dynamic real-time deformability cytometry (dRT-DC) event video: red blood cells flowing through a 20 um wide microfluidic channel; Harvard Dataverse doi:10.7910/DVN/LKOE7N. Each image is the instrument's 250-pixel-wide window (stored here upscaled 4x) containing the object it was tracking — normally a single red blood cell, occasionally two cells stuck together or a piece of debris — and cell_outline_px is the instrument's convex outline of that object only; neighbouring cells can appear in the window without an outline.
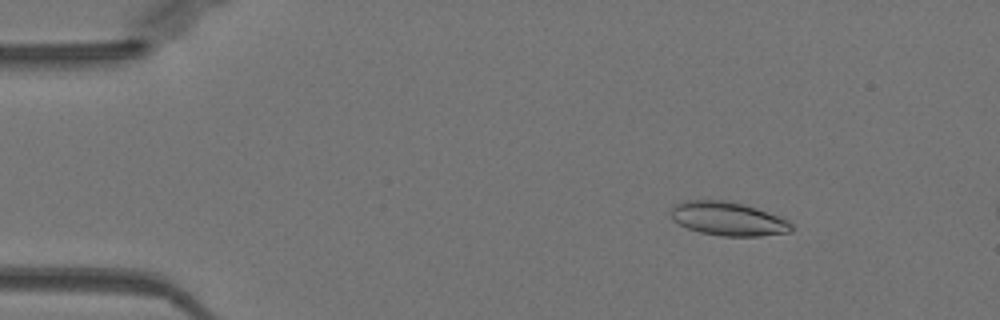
{"species": "Egyptian fruit bat (a non-hibernating species)", "species_latin": "Rousettus aegyptiacus", "temperature_condition": "warm", "stored_images_in_passage": 10, "camera_frame_rate_fps": 3000, "um_per_image_px": 0.085, "animal": {"sex": "female"}, "frame": {"image": 1, "passage_image": 1, "time_ms": 0.0, "image_size_px": [1000, 320], "cell_outline_px": [[796, 228], [792, 232], [760, 236], [720, 236], [700, 232], [688, 228], [672, 220], [672, 208], [676, 204], [684, 200], [728, 200], [744, 204], [756, 208], [788, 220]], "centroid_in_image_um": [61.92, 18.6], "position_along_channel_um": 23.1, "area_um2": 23.76}}